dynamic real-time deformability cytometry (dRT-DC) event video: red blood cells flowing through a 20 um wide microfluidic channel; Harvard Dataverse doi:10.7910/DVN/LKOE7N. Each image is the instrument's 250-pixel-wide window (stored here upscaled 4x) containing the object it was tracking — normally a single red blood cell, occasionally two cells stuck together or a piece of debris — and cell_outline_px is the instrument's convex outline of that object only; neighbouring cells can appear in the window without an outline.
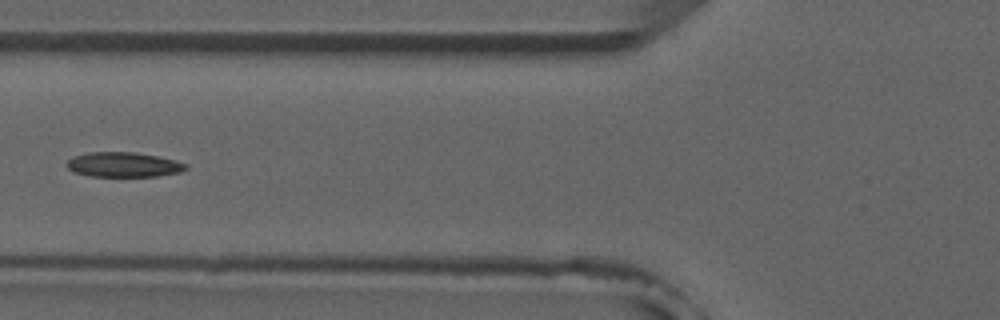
{"species": "common noctule bat (a hibernating species)", "species_latin": "Nyctalus noctula", "temperature_condition": "room temperature", "stored_images_in_passage": 7, "camera_frame_rate_fps": 3000, "um_per_image_px": 0.085, "animal": {"sex": "male", "forearm_length_mm": 52.5}, "frame": {"image": 1, "passage_image": 6, "time_ms": 5.667, "image_size_px": [1000, 320], "cell_outline_px": [[188, 168], [180, 172], [156, 176], [88, 176], [72, 172], [64, 164], [72, 156], [88, 152], [136, 152], [176, 160], [188, 164]], "centroid_in_image_um": [10.46, 13.99], "position_along_channel_um": 115.3, "area_um2": 17.4}}
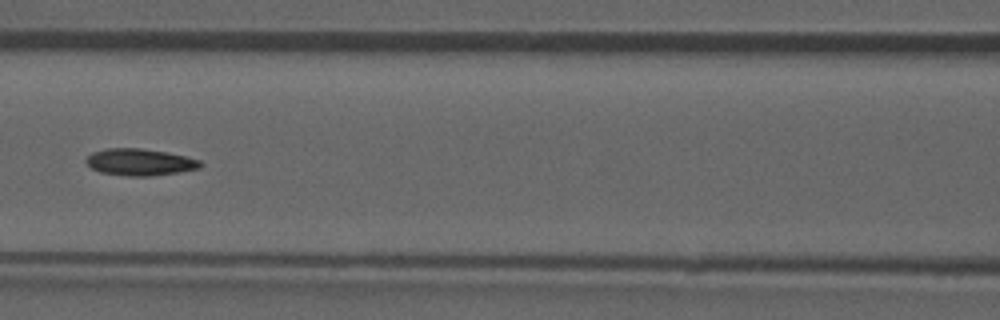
{"frame": {"image": 2, "passage_image": 7, "time_ms": 6.667, "image_size_px": [1000, 320], "cell_outline_px": [[204, 164], [200, 168], [152, 176], [128, 176], [100, 172], [92, 168], [84, 160], [92, 152], [108, 148], [140, 148], [168, 152], [188, 156], [200, 160]], "centroid_in_image_um": [11.91, 13.77], "position_along_channel_um": 154.7, "area_um2": 17.92}}